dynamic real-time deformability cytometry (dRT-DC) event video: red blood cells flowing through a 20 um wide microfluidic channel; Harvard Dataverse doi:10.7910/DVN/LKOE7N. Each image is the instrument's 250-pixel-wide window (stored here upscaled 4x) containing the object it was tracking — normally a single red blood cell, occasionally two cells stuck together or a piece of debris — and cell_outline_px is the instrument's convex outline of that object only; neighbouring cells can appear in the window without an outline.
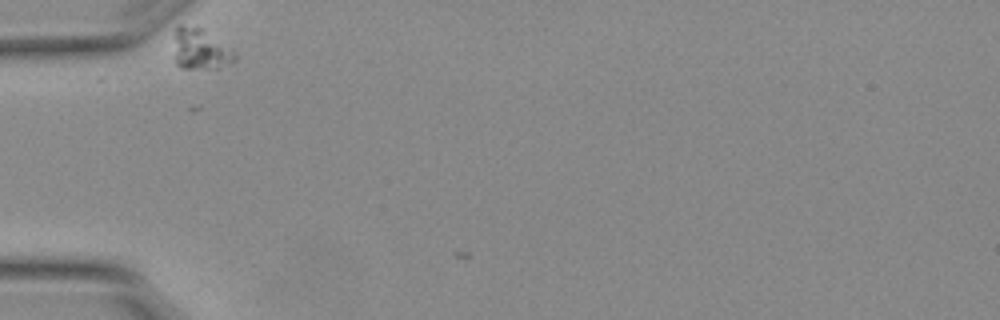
{"species": "Egyptian fruit bat (a non-hibernating species)", "species_latin": "Rousettus aegyptiacus", "temperature_condition": "warm", "stored_images_in_passage": 2, "camera_frame_rate_fps": 3000, "um_per_image_px": 0.085, "animal": {"sex": "female"}, "frame": {"image": 1, "passage_image": 1, "time_ms": 0.0, "image_size_px": [1000, 320], "cell_outline_px": [[236, 60], [216, 68], [180, 68], [176, 64], [176, 28], [180, 24], [204, 28], [232, 48], [236, 56]], "centroid_in_image_um": [17.08, 4.16], "position_along_channel_um": 67.9, "area_um2": 14.39}}
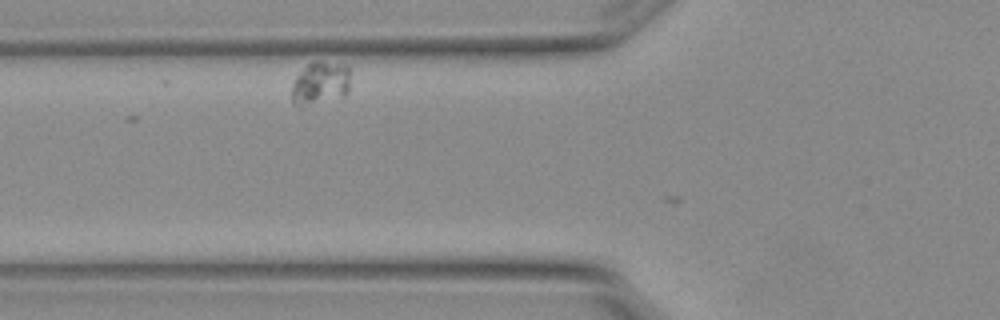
{"frame": {"image": 2, "passage_image": 2, "time_ms": 0.333, "image_size_px": [1000, 320], "cell_outline_px": [[348, 92], [344, 96], [300, 108], [292, 104], [292, 84], [296, 76], [312, 60], [320, 60], [348, 64]], "centroid_in_image_um": [27.2, 7.07], "position_along_channel_um": 98.6, "area_um2": 15.09}}